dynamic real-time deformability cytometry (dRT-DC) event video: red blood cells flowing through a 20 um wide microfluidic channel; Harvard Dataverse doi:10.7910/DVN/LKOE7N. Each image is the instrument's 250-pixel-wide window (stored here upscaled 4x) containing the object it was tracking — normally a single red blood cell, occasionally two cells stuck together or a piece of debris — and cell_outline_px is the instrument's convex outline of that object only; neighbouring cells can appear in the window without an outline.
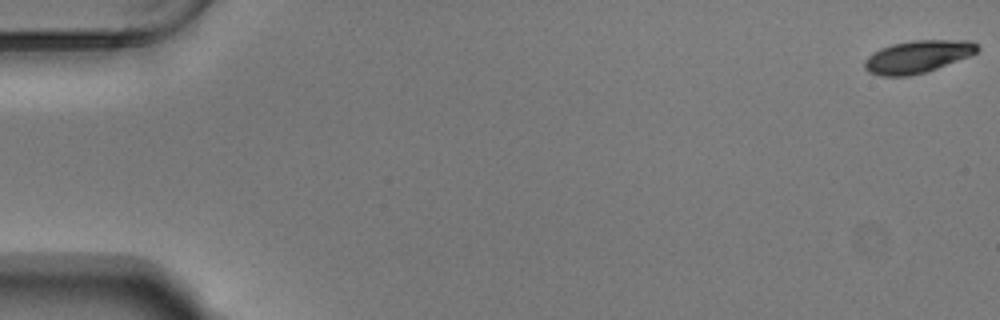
{"species": "Egyptian fruit bat (a non-hibernating species)", "species_latin": "Rousettus aegyptiacus", "temperature_condition": "warm", "stored_images_in_passage": 14, "camera_frame_rate_fps": 3000, "um_per_image_px": 0.085, "animal": {"sex": "male"}, "frame": {"image": 1, "passage_image": 1, "time_ms": 0.0, "image_size_px": [1000, 320], "cell_outline_px": [[980, 48], [976, 52], [968, 56], [936, 68], [924, 72], [908, 76], [880, 76], [868, 72], [864, 68], [864, 60], [868, 56], [880, 48], [892, 44], [916, 40], [968, 40], [976, 44]], "centroid_in_image_um": [77.95, 4.81], "position_along_channel_um": 7.1, "area_um2": 21.1}}